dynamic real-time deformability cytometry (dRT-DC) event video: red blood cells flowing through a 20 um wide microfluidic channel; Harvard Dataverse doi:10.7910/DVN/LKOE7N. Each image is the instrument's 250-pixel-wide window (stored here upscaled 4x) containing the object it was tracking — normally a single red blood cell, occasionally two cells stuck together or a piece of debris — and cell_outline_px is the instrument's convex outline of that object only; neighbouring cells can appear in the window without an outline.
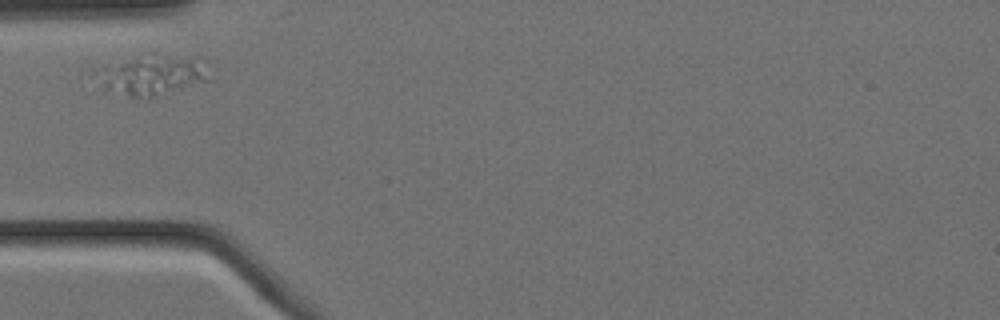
{"species": "Egyptian fruit bat (a non-hibernating species)", "species_latin": "Rousettus aegyptiacus", "temperature_condition": "cold", "stored_images_in_passage": 5, "camera_frame_rate_fps": 3000, "um_per_image_px": 0.085, "animal": {"sex": "female"}, "frame": {"image": 1, "passage_image": 1, "time_ms": 0.0, "image_size_px": [1000, 320], "cell_outline_px": [[208, 80], [152, 96], [136, 100], [108, 88], [100, 84], [92, 76], [92, 68], [104, 64], [152, 52], [156, 52], [200, 56], [204, 60]], "centroid_in_image_um": [12.84, 6.29], "position_along_channel_um": 72.2, "area_um2": 27.34}}
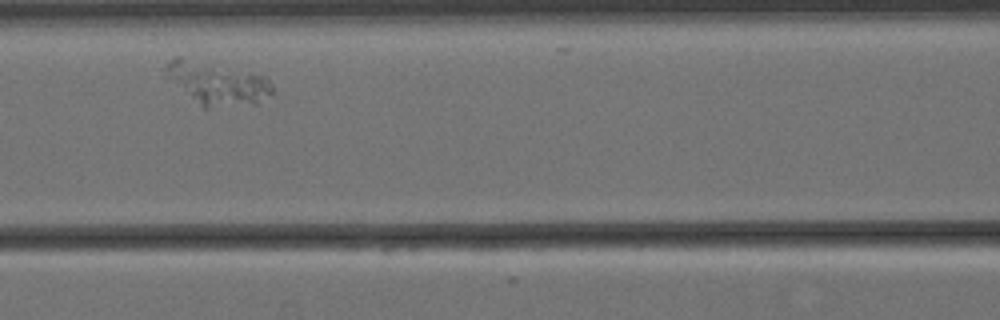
{"frame": {"image": 2, "passage_image": 3, "time_ms": 0.667, "image_size_px": [1000, 320], "cell_outline_px": [[272, 92], [256, 104], [208, 108], [204, 108], [172, 80], [164, 68], [164, 64], [176, 56], [180, 56], [264, 76], [272, 84]], "centroid_in_image_um": [18.47, 7.08], "position_along_channel_um": 148.1, "area_um2": 25.72}}
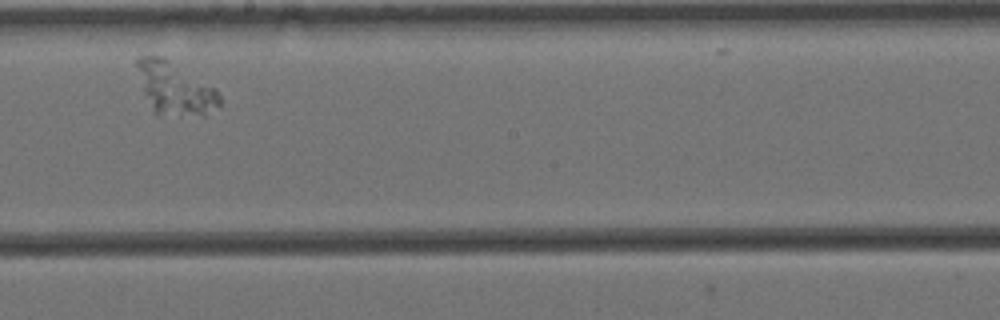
{"frame": {"image": 3, "passage_image": 5, "time_ms": 1.333, "image_size_px": [1000, 320], "cell_outline_px": [[220, 104], [204, 116], [156, 116], [144, 92], [136, 64], [136, 60], [140, 56], [164, 56], [216, 88], [220, 96]], "centroid_in_image_um": [14.88, 7.53], "position_along_channel_um": 233.3, "area_um2": 25.37}}